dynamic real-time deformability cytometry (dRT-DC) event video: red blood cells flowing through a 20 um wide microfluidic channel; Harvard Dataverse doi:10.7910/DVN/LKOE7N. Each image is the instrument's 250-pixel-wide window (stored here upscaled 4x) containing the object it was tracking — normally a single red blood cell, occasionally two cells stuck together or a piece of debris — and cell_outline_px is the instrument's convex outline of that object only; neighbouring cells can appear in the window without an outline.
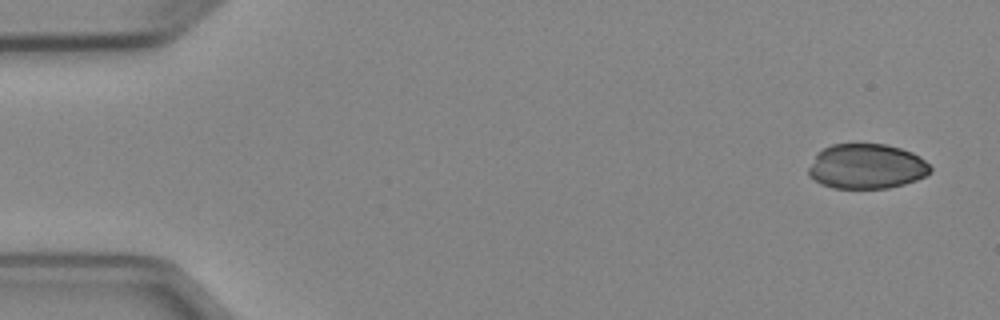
{"species": "Egyptian fruit bat (a non-hibernating species)", "species_latin": "Rousettus aegyptiacus", "temperature_condition": "cold", "stored_images_in_passage": 6, "camera_frame_rate_fps": 3000, "um_per_image_px": 0.085, "animal": {"sex": "female"}, "frame": {"image": 1, "passage_image": 1, "time_ms": 0.0, "image_size_px": [1000, 320], "cell_outline_px": [[932, 172], [916, 180], [904, 184], [888, 188], [832, 188], [820, 184], [808, 176], [808, 168], [816, 156], [824, 148], [832, 144], [884, 144], [900, 148], [912, 152], [920, 156], [932, 168]], "centroid_in_image_um": [73.66, 14.15], "position_along_channel_um": 11.3, "area_um2": 31.91}}
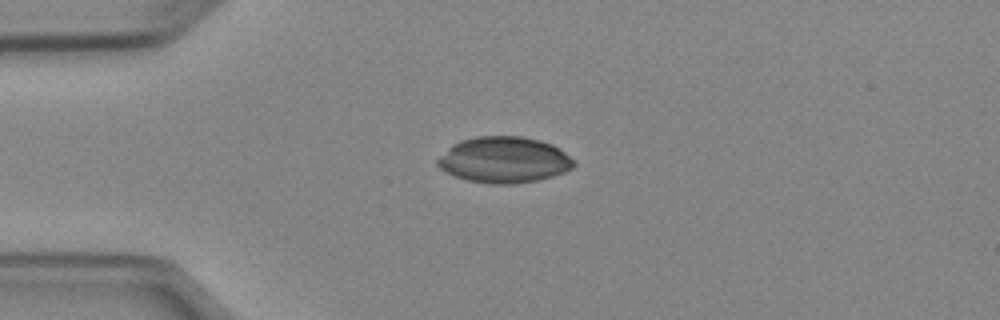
{"frame": {"image": 2, "passage_image": 4, "time_ms": 3.333, "image_size_px": [1000, 320], "cell_outline_px": [[576, 164], [572, 168], [564, 172], [552, 176], [536, 180], [516, 184], [488, 184], [468, 180], [456, 176], [440, 168], [436, 164], [436, 160], [452, 144], [460, 140], [476, 136], [520, 136], [540, 140], [552, 144], [576, 160]], "centroid_in_image_um": [42.85, 13.58], "position_along_channel_um": 42.1, "area_um2": 36.65}}